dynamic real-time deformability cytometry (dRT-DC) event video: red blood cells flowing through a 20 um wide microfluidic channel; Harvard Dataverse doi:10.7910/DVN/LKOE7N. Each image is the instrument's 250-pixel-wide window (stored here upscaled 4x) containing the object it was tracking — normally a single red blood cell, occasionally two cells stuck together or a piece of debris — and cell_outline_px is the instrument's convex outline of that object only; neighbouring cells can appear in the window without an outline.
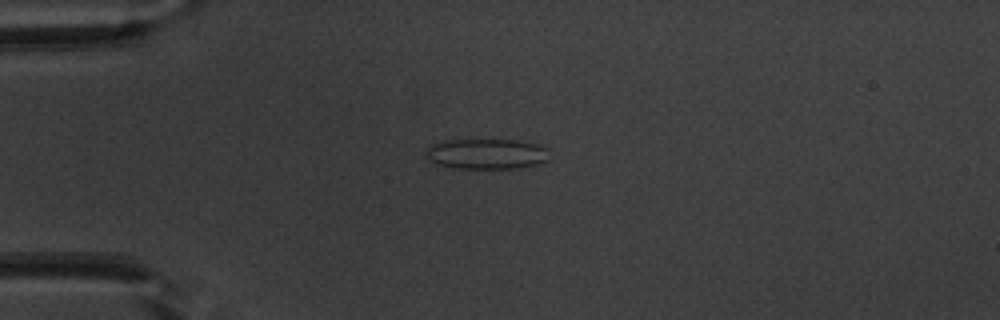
{"species": "common noctule bat (a hibernating species)", "species_latin": "Nyctalus noctula", "temperature_condition": "warm", "stored_images_in_passage": 40, "camera_frame_rate_fps": 3000, "um_per_image_px": 0.085, "animal": {"sex": "male", "body_mass_g": 20.1, "forearm_length_mm": 53.5}, "frame": {"image": 1, "passage_image": 1, "time_ms": 0.0, "image_size_px": [1000, 320], "cell_outline_px": [[548, 160], [536, 164], [516, 168], [456, 168], [436, 164], [424, 156], [428, 148], [432, 144], [444, 140], [516, 140], [536, 144], [548, 148]], "centroid_in_image_um": [41.34, 13.08], "position_along_channel_um": 43.7, "area_um2": 21.79}}
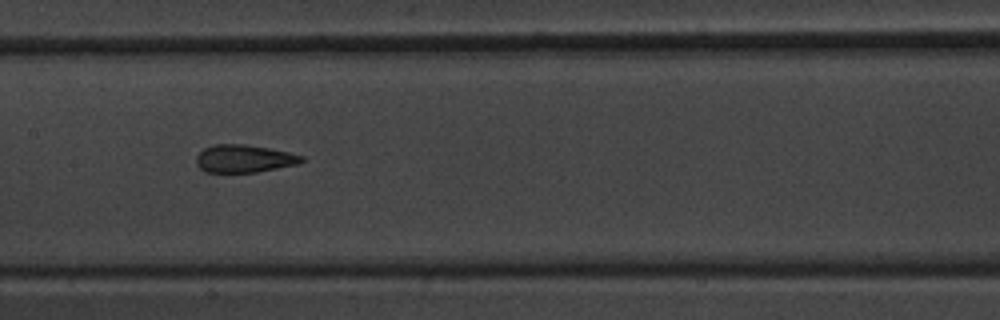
{"frame": {"image": 2, "passage_image": 14, "time_ms": 4.333, "image_size_px": [1000, 320], "cell_outline_px": [[304, 160], [300, 164], [256, 172], [204, 172], [196, 164], [196, 156], [204, 148], [216, 144], [244, 144], [268, 148], [288, 152], [304, 156]], "centroid_in_image_um": [20.75, 13.49], "position_along_channel_um": 186.6, "area_um2": 17.05}}
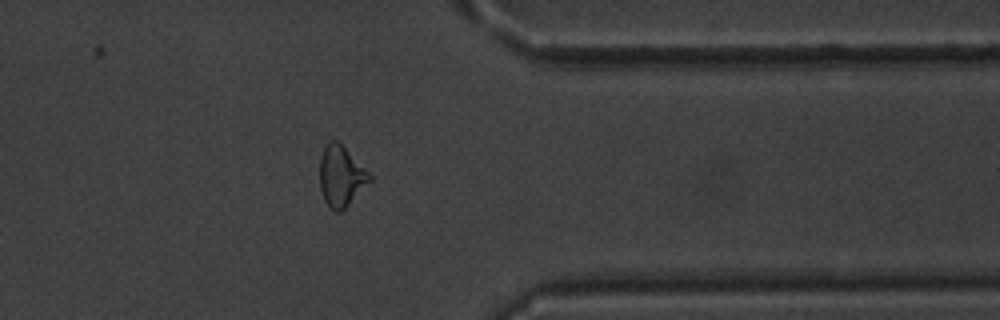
{"frame": {"image": 3, "passage_image": 30, "time_ms": 9.667, "image_size_px": [1000, 320], "cell_outline_px": [[372, 180], [340, 212], [336, 212], [324, 200], [320, 188], [320, 156], [324, 144], [328, 140], [336, 140], [372, 176]], "centroid_in_image_um": [28.96, 14.95], "position_along_channel_um": 382.4, "area_um2": 17.28}, "authors_computed_cell_mechanics": {"area_um2": 17.5423, "velocity_mm_per_s": 3.8293, "shape_relaxation_time_tau1_ms": null, "shape_relaxation_time_tau2_ms": 1.3668, "deformation_change_tau1": null, "deformation_change_tau2": 0.1042}}